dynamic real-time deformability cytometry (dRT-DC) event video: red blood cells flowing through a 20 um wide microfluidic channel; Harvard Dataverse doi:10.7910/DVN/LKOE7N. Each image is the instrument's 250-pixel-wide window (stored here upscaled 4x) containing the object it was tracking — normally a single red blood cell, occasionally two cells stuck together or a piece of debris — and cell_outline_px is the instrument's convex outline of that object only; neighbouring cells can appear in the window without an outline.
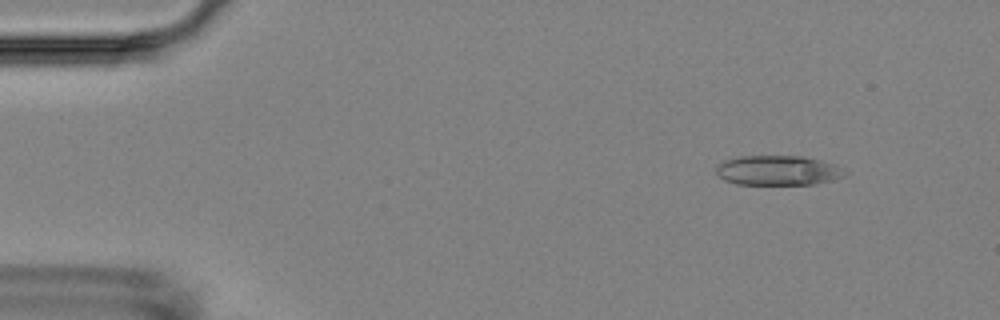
{"species": "Egyptian fruit bat (a non-hibernating species)", "species_latin": "Rousettus aegyptiacus", "temperature_condition": "room temperature", "stored_images_in_passage": 3, "camera_frame_rate_fps": 3000, "um_per_image_px": 0.085, "animal": {"sex": "female"}, "frame": {"image": 1, "passage_image": 1, "time_ms": 0.0, "image_size_px": [1000, 320], "cell_outline_px": [[848, 172], [844, 176], [832, 180], [816, 184], [736, 184], [724, 180], [716, 172], [716, 168], [724, 160], [740, 156], [800, 156], [820, 160], [844, 168]], "centroid_in_image_um": [66.14, 14.49], "position_along_channel_um": 18.9, "area_um2": 22.25}}